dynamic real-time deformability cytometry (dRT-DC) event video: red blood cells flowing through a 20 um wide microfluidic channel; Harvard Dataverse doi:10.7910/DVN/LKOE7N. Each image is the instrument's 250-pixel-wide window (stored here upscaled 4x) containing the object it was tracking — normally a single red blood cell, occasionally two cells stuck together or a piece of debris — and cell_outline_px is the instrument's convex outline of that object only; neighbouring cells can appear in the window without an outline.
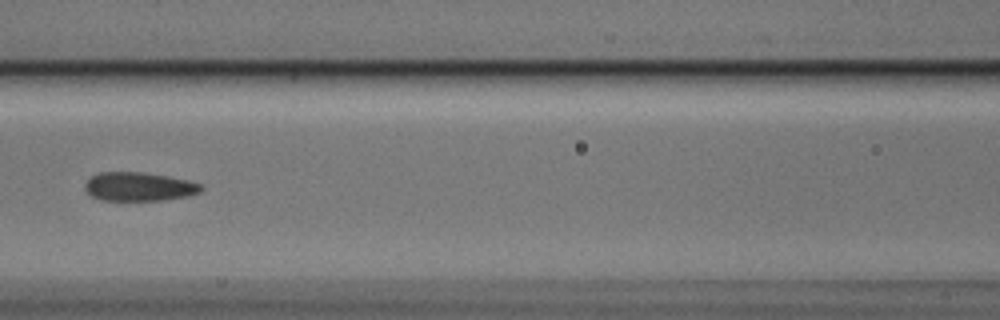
{"species": "Egyptian fruit bat (a non-hibernating species)", "species_latin": "Rousettus aegyptiacus", "temperature_condition": "cold", "stored_images_in_passage": 9, "camera_frame_rate_fps": 3000, "um_per_image_px": 0.085, "animal": {"sex": "male"}, "frame": {"image": 1, "passage_image": 6, "time_ms": 1.667, "image_size_px": [1000, 320], "cell_outline_px": [[204, 188], [200, 192], [188, 196], [160, 200], [100, 200], [92, 196], [84, 188], [84, 184], [92, 176], [100, 172], [144, 172], [168, 176], [188, 180], [200, 184]], "centroid_in_image_um": [11.82, 15.86], "position_along_channel_um": 154.8, "area_um2": 19.42}}
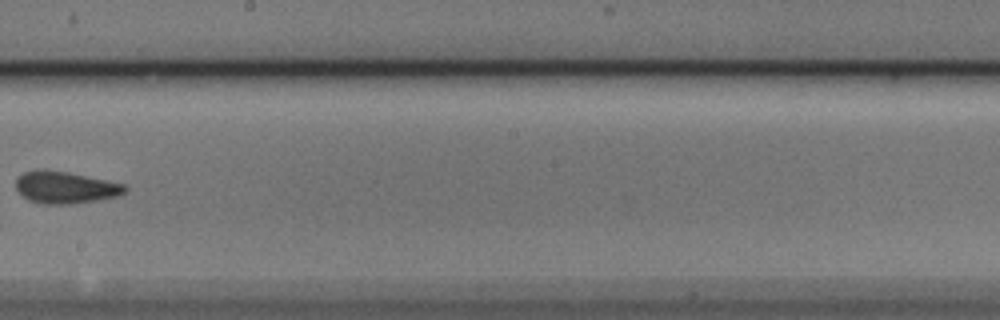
{"frame": {"image": 2, "passage_image": 8, "time_ms": 2.333, "image_size_px": [1000, 320], "cell_outline_px": [[128, 192], [120, 196], [72, 204], [44, 204], [28, 200], [16, 188], [16, 180], [24, 172], [36, 168], [68, 172], [124, 184], [128, 188]], "centroid_in_image_um": [5.58, 15.93], "position_along_channel_um": 242.6, "area_um2": 20.4}}
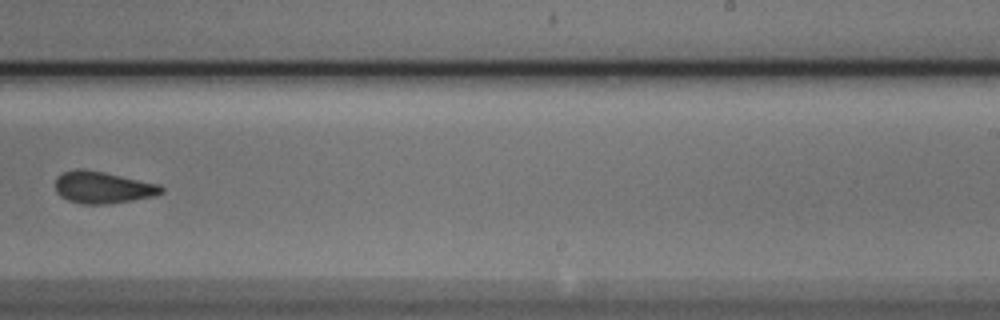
{"frame": {"image": 3, "passage_image": 9, "time_ms": 2.667, "image_size_px": [1000, 320], "cell_outline_px": [[164, 192], [152, 196], [132, 200], [108, 204], [80, 204], [68, 200], [60, 196], [56, 192], [56, 176], [64, 172], [76, 168], [80, 168], [104, 172], [160, 184], [164, 188]], "centroid_in_image_um": [8.72, 15.93], "position_along_channel_um": 280.3, "area_um2": 19.77}}